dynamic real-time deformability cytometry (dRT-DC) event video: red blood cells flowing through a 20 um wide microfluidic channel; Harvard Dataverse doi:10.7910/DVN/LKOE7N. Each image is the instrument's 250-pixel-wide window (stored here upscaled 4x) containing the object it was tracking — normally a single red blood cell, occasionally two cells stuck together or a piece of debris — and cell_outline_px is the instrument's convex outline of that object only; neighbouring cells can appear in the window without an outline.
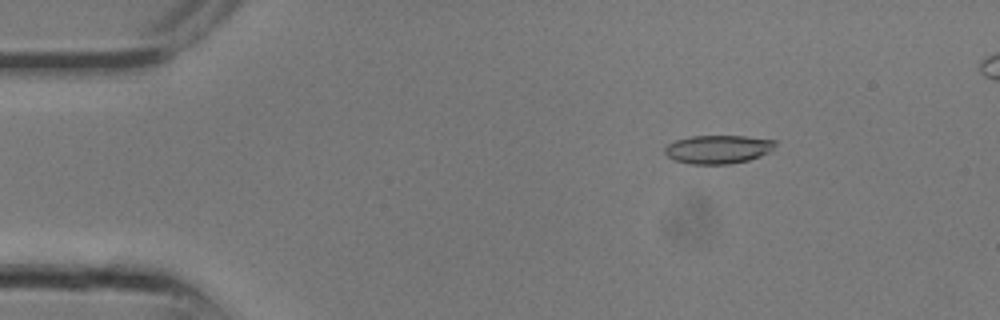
{"species": "common noctule bat (a hibernating species)", "species_latin": "Nyctalus noctula", "temperature_condition": "room temperature", "stored_images_in_passage": 12, "camera_frame_rate_fps": 3000, "um_per_image_px": 0.085, "animal": {"sex": "male", "body_mass_g": 13.3}, "frame": {"image": 1, "passage_image": 3, "time_ms": 0.667, "image_size_px": [1000, 320], "cell_outline_px": [[776, 144], [772, 152], [748, 160], [728, 164], [688, 164], [672, 160], [664, 152], [664, 148], [668, 144], [676, 140], [692, 136], [744, 136], [776, 140]], "centroid_in_image_um": [61.04, 12.69], "position_along_channel_um": 24.0, "area_um2": 18.5}}
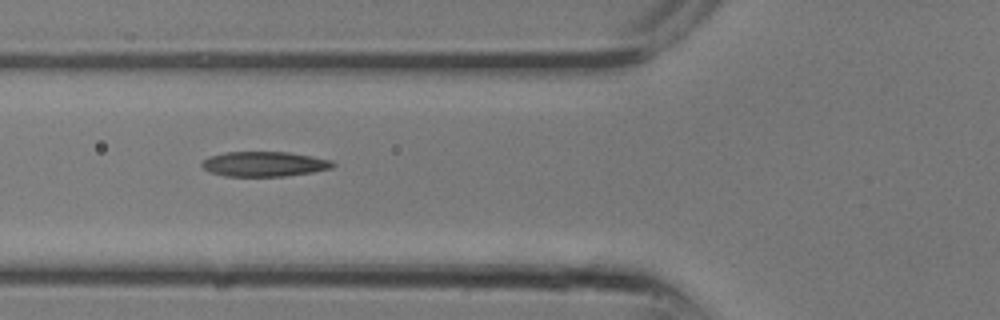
{"frame": {"image": 2, "passage_image": 9, "time_ms": 2.667, "image_size_px": [1000, 320], "cell_outline_px": [[336, 164], [332, 168], [312, 172], [284, 176], [224, 176], [208, 172], [200, 164], [208, 156], [224, 152], [288, 152], [312, 156], [332, 160]], "centroid_in_image_um": [22.45, 13.94], "position_along_channel_um": 103.4, "area_um2": 19.13}}
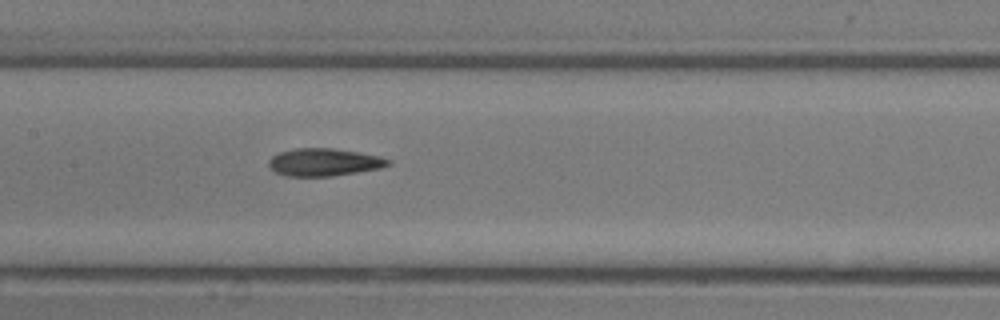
{"frame": {"image": 3, "passage_image": 12, "time_ms": 3.667, "image_size_px": [1000, 320], "cell_outline_px": [[392, 164], [380, 168], [332, 176], [288, 176], [276, 172], [268, 164], [268, 160], [272, 156], [280, 152], [296, 148], [332, 148], [380, 156], [392, 160]], "centroid_in_image_um": [27.56, 13.78], "position_along_channel_um": 179.8, "area_um2": 19.07}}